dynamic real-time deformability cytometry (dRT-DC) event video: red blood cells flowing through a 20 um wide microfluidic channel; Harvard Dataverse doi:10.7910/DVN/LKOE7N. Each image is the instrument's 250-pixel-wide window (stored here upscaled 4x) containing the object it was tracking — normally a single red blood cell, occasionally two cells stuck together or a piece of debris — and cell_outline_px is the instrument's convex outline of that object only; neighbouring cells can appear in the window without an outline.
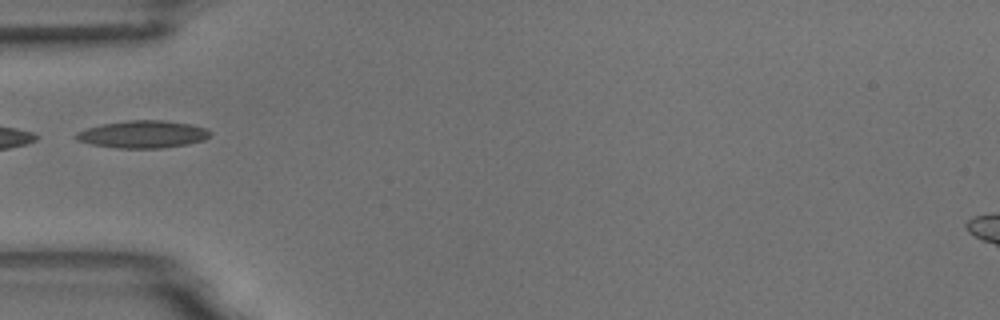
{"species": "common noctule bat (a hibernating species)", "species_latin": "Nyctalus noctula", "temperature_condition": "room temperature", "stored_images_in_passage": 6, "camera_frame_rate_fps": 3000, "um_per_image_px": 0.085, "animal": {"sex": "male", "body_mass_g": 18.8}, "frame": {"image": 1, "passage_image": 6, "time_ms": 5.667, "image_size_px": [1000, 320], "cell_outline_px": [[212, 132], [204, 140], [188, 144], [160, 148], [116, 148], [92, 144], [76, 140], [72, 136], [76, 132], [100, 124], [128, 120], [164, 120], [192, 124], [208, 128]], "centroid_in_image_um": [12.14, 11.41], "position_along_channel_um": 72.9, "area_um2": 21.62}}